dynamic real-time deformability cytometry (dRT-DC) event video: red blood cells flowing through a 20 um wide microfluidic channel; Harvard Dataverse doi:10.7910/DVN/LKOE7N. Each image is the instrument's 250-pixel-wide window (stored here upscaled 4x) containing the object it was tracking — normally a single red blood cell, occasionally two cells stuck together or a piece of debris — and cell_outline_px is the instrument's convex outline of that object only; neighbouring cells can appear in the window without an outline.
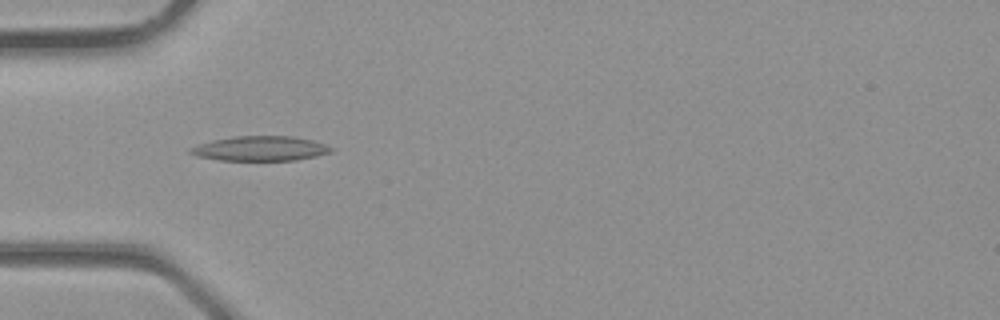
{"species": "common noctule bat (a hibernating species)", "species_latin": "Nyctalus noctula", "temperature_condition": "room temperature", "stored_images_in_passage": 3, "camera_frame_rate_fps": 3000, "um_per_image_px": 0.085, "animal": {"sex": "male", "body_mass_g": 23.1, "forearm_length_mm": 52.7}, "frame": {"image": 1, "passage_image": 3, "time_ms": 0.667, "image_size_px": [1000, 320], "cell_outline_px": [[336, 148], [332, 152], [316, 156], [296, 160], [220, 160], [196, 156], [188, 152], [188, 148], [196, 144], [212, 140], [232, 136], [292, 136], [312, 140]], "centroid_in_image_um": [22.1, 12.62], "position_along_channel_um": 62.9, "area_um2": 20.46}}